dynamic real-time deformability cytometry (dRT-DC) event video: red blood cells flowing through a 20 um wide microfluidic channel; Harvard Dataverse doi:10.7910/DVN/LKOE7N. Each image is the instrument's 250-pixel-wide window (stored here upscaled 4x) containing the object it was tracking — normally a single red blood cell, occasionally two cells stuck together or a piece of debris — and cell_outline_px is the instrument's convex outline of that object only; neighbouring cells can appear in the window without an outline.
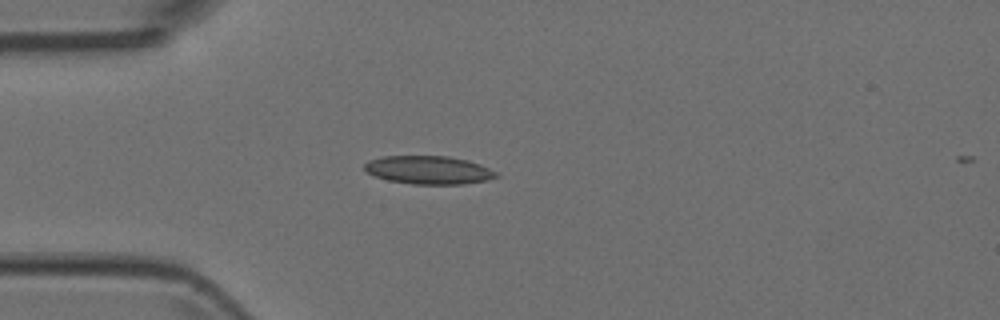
{"species": "Egyptian fruit bat (a non-hibernating species)", "species_latin": "Rousettus aegyptiacus", "temperature_condition": "room temperature", "stored_images_in_passage": 4, "camera_frame_rate_fps": 3000, "um_per_image_px": 0.085, "animal": {"sex": "female"}, "frame": {"image": 1, "passage_image": 3, "time_ms": 0.667, "image_size_px": [1000, 320], "cell_outline_px": [[500, 176], [488, 180], [464, 184], [412, 184], [388, 180], [376, 176], [368, 172], [364, 168], [364, 164], [368, 160], [384, 156], [448, 156], [468, 160], [480, 164], [496, 172]], "centroid_in_image_um": [36.45, 14.45], "position_along_channel_um": 48.5, "area_um2": 21.68}}